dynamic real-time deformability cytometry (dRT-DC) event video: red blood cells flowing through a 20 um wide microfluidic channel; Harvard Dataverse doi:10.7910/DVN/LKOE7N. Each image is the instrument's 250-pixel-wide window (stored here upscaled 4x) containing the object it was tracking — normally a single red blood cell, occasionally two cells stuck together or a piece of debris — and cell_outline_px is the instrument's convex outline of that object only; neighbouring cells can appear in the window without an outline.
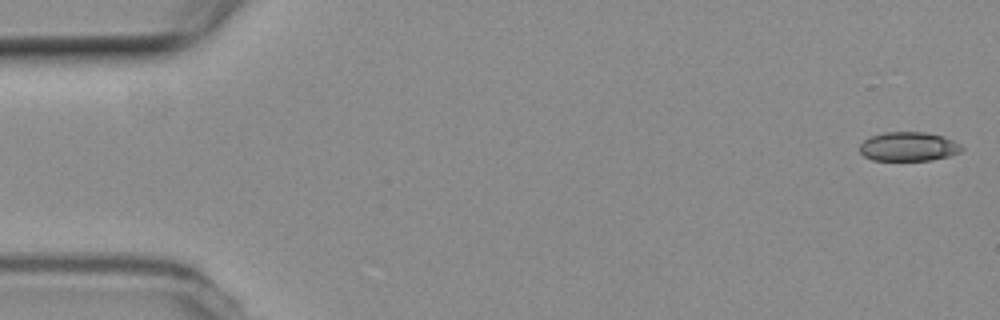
{"species": "common noctule bat (a hibernating species)", "species_latin": "Nyctalus noctula", "temperature_condition": "room temperature", "stored_images_in_passage": 12, "camera_frame_rate_fps": 3000, "um_per_image_px": 0.085, "animal": {"sex": "female", "body_mass_g": 19.3, "forearm_length_mm": 54.1}, "frame": {"image": 1, "passage_image": 1, "time_ms": 0.0, "image_size_px": [1000, 320], "cell_outline_px": [[964, 148], [960, 152], [948, 156], [932, 160], [872, 160], [864, 156], [860, 152], [860, 144], [864, 140], [872, 136], [884, 132], [924, 132], [944, 136], [960, 144]], "centroid_in_image_um": [77.23, 12.46], "position_along_channel_um": 7.8, "area_um2": 17.28}}